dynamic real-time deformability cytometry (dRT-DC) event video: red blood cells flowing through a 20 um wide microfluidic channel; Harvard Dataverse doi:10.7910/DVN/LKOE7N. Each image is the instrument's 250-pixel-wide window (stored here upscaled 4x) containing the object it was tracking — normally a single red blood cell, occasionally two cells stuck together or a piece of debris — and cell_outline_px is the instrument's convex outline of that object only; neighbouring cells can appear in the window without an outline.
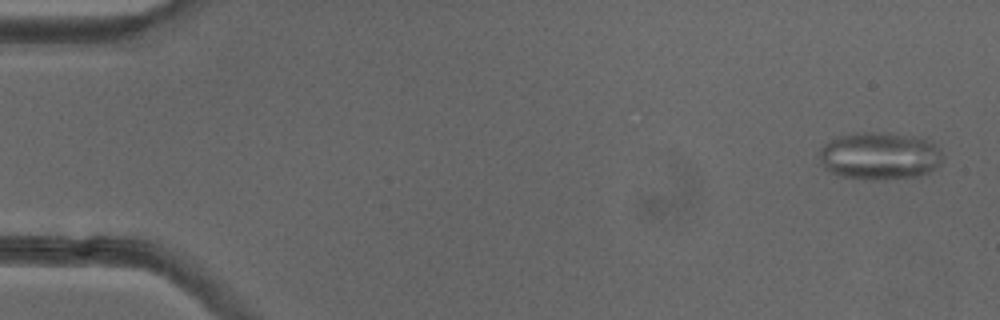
{"species": "common noctule bat (a hibernating species)", "species_latin": "Nyctalus noctula", "temperature_condition": "cold", "stored_images_in_passage": 51, "camera_frame_rate_fps": 3000, "um_per_image_px": 0.085, "animal": {"sex": "female"}, "frame": {"image": 1, "passage_image": 2, "time_ms": 0.333, "image_size_px": [1000, 320], "cell_outline_px": [[944, 156], [940, 164], [932, 172], [920, 176], [884, 180], [864, 180], [840, 176], [824, 168], [816, 156], [820, 148], [828, 140], [836, 136], [856, 132], [888, 132], [912, 136], [936, 144], [940, 148]], "centroid_in_image_um": [74.74, 13.26], "position_along_channel_um": 10.3, "area_um2": 35.14}}
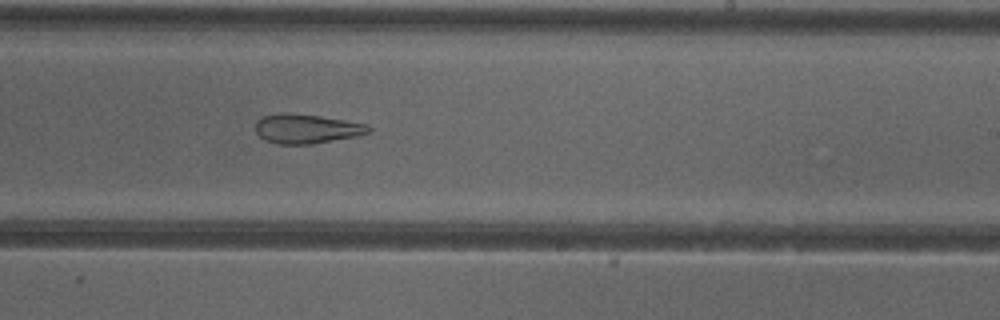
{"frame": {"image": 2, "passage_image": 31, "time_ms": 10.0, "image_size_px": [1000, 320], "cell_outline_px": [[372, 128], [368, 132], [356, 136], [312, 144], [276, 144], [264, 140], [256, 132], [256, 120], [264, 116], [280, 112], [292, 112], [320, 116], [368, 124]], "centroid_in_image_um": [26.02, 10.93], "position_along_channel_um": 263.0, "area_um2": 19.48}}
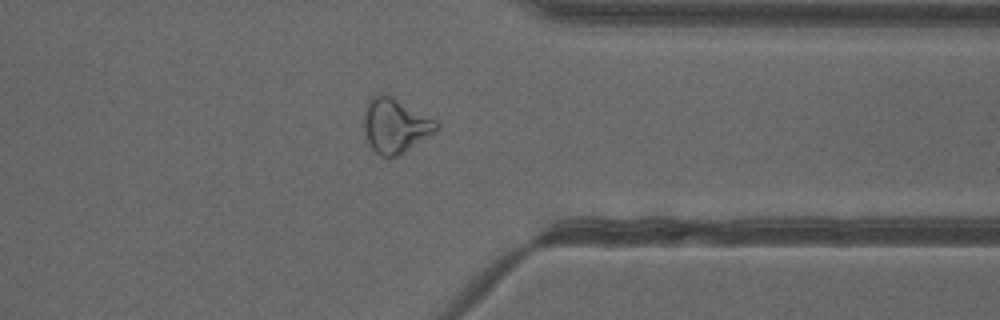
{"frame": {"image": 3, "passage_image": 40, "time_ms": 13.0, "image_size_px": [1000, 320], "cell_outline_px": [[440, 124], [436, 132], [400, 156], [388, 160], [380, 156], [368, 144], [364, 132], [364, 108], [368, 100], [376, 92], [392, 96], [436, 120]], "centroid_in_image_um": [33.58, 10.7], "position_along_channel_um": 377.8, "area_um2": 23.7}, "authors_computed_cell_mechanics": {"area_um2": 25.0852, "velocity_mm_per_s": 4.0079, "shape_relaxation_time_tau1_ms": null, "shape_relaxation_time_tau2_ms": 3.3535, "deformation_change_tau1": null, "deformation_change_tau2": 0.1351}}